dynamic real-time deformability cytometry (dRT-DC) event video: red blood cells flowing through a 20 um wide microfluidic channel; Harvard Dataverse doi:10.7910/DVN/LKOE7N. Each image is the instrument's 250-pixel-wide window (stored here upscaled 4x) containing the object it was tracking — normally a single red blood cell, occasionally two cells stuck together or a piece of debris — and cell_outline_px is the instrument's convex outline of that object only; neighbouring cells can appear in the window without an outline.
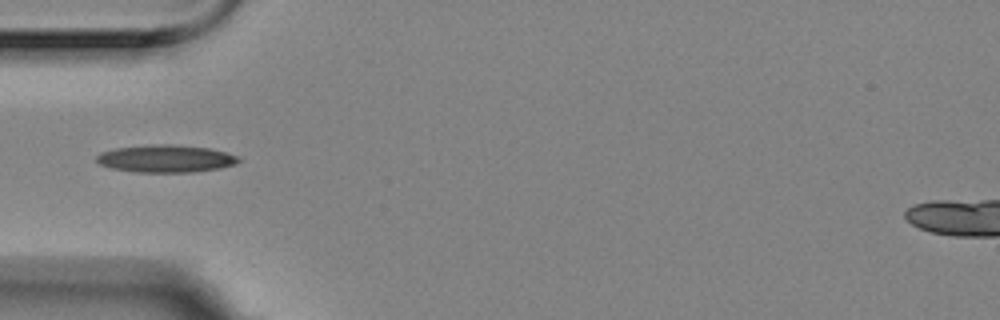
{"species": "Egyptian fruit bat (a non-hibernating species)", "species_latin": "Rousettus aegyptiacus", "temperature_condition": "room temperature", "stored_images_in_passage": 10, "camera_frame_rate_fps": 3000, "um_per_image_px": 0.085, "animal": {"sex": "female"}, "frame": {"image": 1, "passage_image": 1, "time_ms": 0.0, "image_size_px": [1000, 320], "cell_outline_px": [[240, 160], [236, 164], [220, 168], [192, 172], [136, 172], [112, 168], [100, 164], [96, 160], [96, 156], [100, 152], [116, 148], [152, 144], [172, 144], [208, 148], [240, 156]], "centroid_in_image_um": [14.09, 13.48], "position_along_channel_um": 70.9, "area_um2": 22.72}}
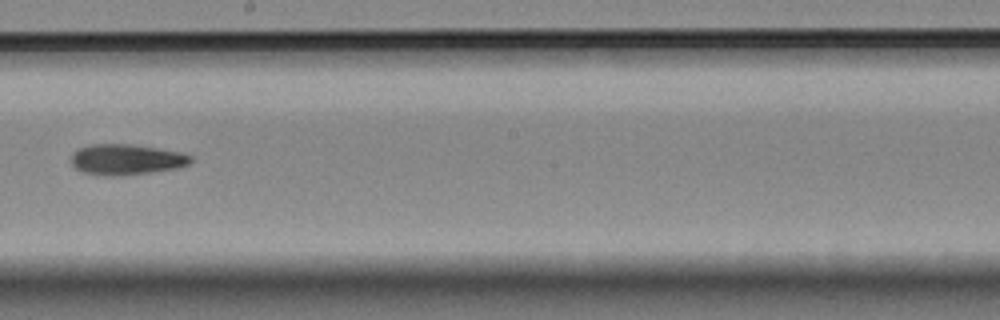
{"frame": {"image": 2, "passage_image": 5, "time_ms": 1.333, "image_size_px": [1000, 320], "cell_outline_px": [[192, 160], [188, 164], [180, 168], [152, 172], [120, 176], [104, 176], [80, 172], [72, 164], [72, 152], [88, 144], [128, 144], [156, 148], [180, 152], [192, 156]], "centroid_in_image_um": [10.72, 13.57], "position_along_channel_um": 237.5, "area_um2": 21.5}}
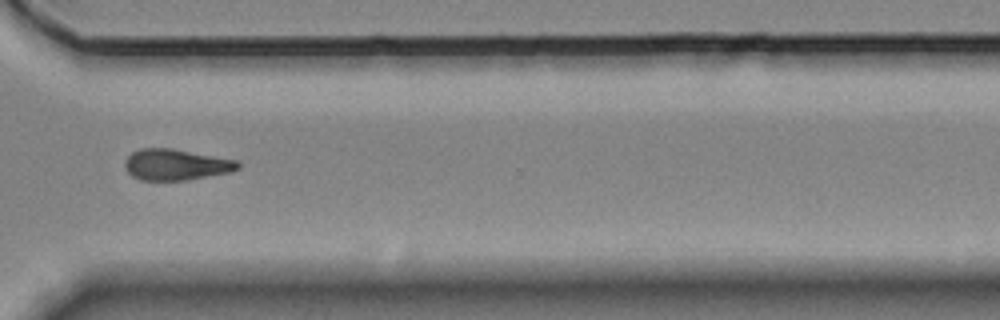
{"frame": {"image": 3, "passage_image": 8, "time_ms": 2.333, "image_size_px": [1000, 320], "cell_outline_px": [[240, 168], [228, 172], [184, 180], [140, 180], [132, 176], [124, 168], [124, 160], [132, 152], [140, 148], [172, 148], [240, 160]], "centroid_in_image_um": [14.94, 13.98], "position_along_channel_um": 355.7, "area_um2": 20.58}}